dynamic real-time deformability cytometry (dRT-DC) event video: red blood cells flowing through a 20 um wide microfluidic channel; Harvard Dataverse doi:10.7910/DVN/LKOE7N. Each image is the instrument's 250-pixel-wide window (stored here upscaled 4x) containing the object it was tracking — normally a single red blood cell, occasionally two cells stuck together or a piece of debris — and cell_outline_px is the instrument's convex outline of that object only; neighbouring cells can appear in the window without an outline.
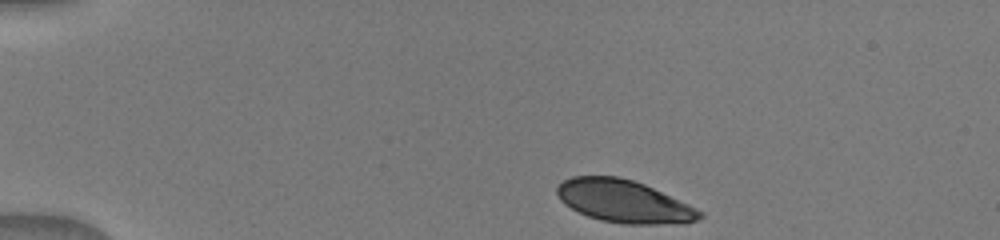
{"species": "human", "species_latin": "Homo sapiens", "temperature_condition": "warm", "stored_images_in_passage": 33, "camera_frame_rate_fps": 3000, "um_per_image_px": 0.085, "donor": {"sex": "male"}, "frame": {"image": 1, "passage_image": 1, "time_ms": 0.0, "image_size_px": [1000, 240], "cell_outline_px": [[704, 216], [700, 220], [684, 224], [620, 224], [600, 220], [588, 216], [564, 204], [560, 200], [556, 192], [556, 188], [564, 180], [572, 176], [620, 176], [644, 184], [688, 204], [704, 212]], "centroid_in_image_um": [53.06, 17.13], "position_along_channel_um": 31.9, "area_um2": 35.55}}
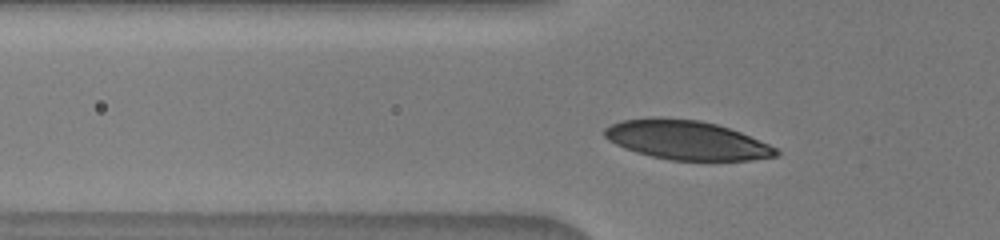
{"frame": {"image": 2, "passage_image": 11, "time_ms": 2.667, "image_size_px": [1000, 240], "cell_outline_px": [[780, 152], [776, 156], [752, 160], [672, 160], [652, 156], [636, 152], [624, 148], [608, 140], [604, 136], [604, 128], [612, 124], [624, 120], [656, 116], [660, 116], [700, 120], [716, 124], [740, 132], [768, 144], [776, 148]], "centroid_in_image_um": [58.33, 11.89], "position_along_channel_um": 67.5, "area_um2": 39.02}}
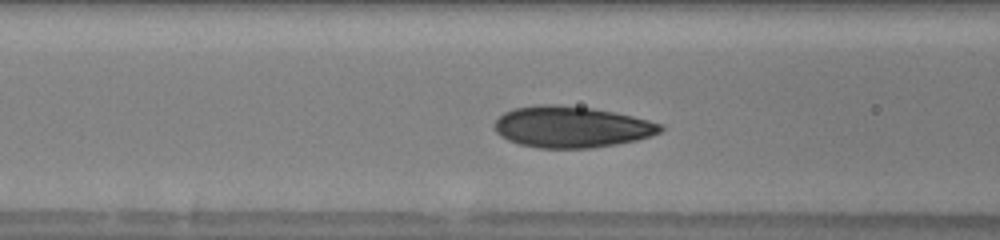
{"frame": {"image": 3, "passage_image": 18, "time_ms": 4.0, "image_size_px": [1000, 240], "cell_outline_px": [[664, 128], [660, 132], [652, 136], [636, 140], [616, 144], [592, 148], [540, 148], [520, 144], [508, 140], [500, 136], [496, 132], [496, 120], [504, 112], [512, 108], [536, 104], [556, 104], [592, 108], [632, 116], [648, 120], [660, 124]], "centroid_in_image_um": [48.56, 10.78], "position_along_channel_um": 118.0, "area_um2": 39.88}}